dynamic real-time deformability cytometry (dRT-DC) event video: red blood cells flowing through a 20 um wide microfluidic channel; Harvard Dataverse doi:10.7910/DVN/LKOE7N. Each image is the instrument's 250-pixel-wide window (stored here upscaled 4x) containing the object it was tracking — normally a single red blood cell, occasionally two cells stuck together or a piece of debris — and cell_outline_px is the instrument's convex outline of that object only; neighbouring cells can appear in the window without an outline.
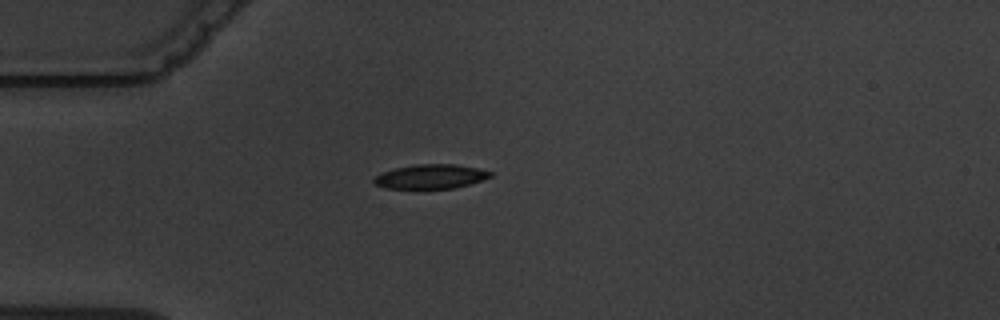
{"species": "common noctule bat (a hibernating species)", "species_latin": "Nyctalus noctula", "temperature_condition": "warm", "stored_images_in_passage": 5, "camera_frame_rate_fps": 3000, "um_per_image_px": 0.085, "animal": {"sex": "male", "body_mass_g": 19.5, "forearm_length_mm": 54.6}, "frame": {"image": 1, "passage_image": 5, "time_ms": 4.667, "image_size_px": [1000, 320], "cell_outline_px": [[492, 176], [456, 188], [384, 188], [376, 184], [372, 180], [380, 172], [396, 168], [416, 164], [456, 164], [476, 168], [492, 172]], "centroid_in_image_um": [36.58, 15.0], "position_along_channel_um": 48.4, "area_um2": 16.3}}